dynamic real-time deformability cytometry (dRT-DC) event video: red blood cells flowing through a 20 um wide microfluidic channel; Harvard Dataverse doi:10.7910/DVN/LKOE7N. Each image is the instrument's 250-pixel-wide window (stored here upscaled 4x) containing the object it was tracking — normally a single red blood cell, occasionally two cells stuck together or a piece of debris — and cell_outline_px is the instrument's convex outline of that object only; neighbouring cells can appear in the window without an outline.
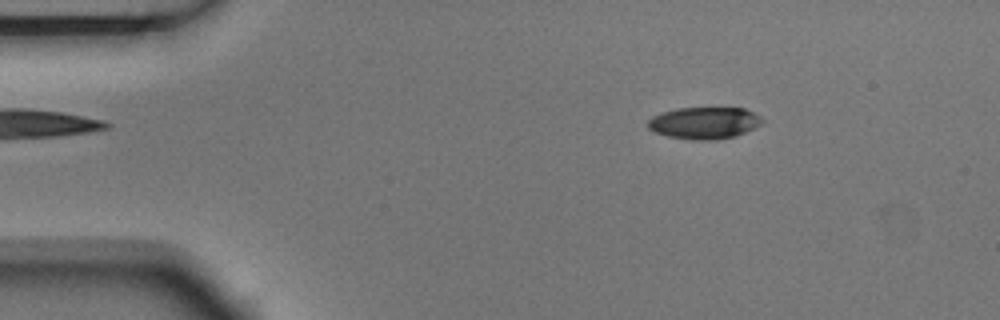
{"species": "Egyptian fruit bat (a non-hibernating species)", "species_latin": "Rousettus aegyptiacus", "temperature_condition": "room temperature", "stored_images_in_passage": 4, "camera_frame_rate_fps": 3000, "um_per_image_px": 0.085, "animal": {"sex": "male"}, "frame": {"image": 1, "passage_image": 2, "time_ms": 0.333, "image_size_px": [1000, 320], "cell_outline_px": [[764, 120], [760, 124], [736, 136], [716, 140], [696, 140], [668, 136], [656, 132], [648, 128], [648, 120], [652, 116], [676, 108], [744, 108], [760, 116]], "centroid_in_image_um": [59.86, 10.45], "position_along_channel_um": 25.1, "area_um2": 21.04}}